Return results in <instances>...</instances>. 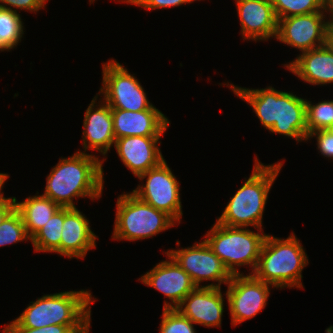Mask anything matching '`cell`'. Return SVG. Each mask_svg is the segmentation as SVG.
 <instances>
[{
  "mask_svg": "<svg viewBox=\"0 0 333 333\" xmlns=\"http://www.w3.org/2000/svg\"><path fill=\"white\" fill-rule=\"evenodd\" d=\"M229 88L254 110L265 129L285 135L295 141H307L306 99L291 92H283L269 86L249 89L227 84Z\"/></svg>",
  "mask_w": 333,
  "mask_h": 333,
  "instance_id": "1",
  "label": "cell"
},
{
  "mask_svg": "<svg viewBox=\"0 0 333 333\" xmlns=\"http://www.w3.org/2000/svg\"><path fill=\"white\" fill-rule=\"evenodd\" d=\"M103 160L96 155L77 151L59 159L47 176L42 194L60 207L76 208L74 198L99 199L103 190Z\"/></svg>",
  "mask_w": 333,
  "mask_h": 333,
  "instance_id": "2",
  "label": "cell"
},
{
  "mask_svg": "<svg viewBox=\"0 0 333 333\" xmlns=\"http://www.w3.org/2000/svg\"><path fill=\"white\" fill-rule=\"evenodd\" d=\"M88 290L65 291L43 295L5 328H42L50 325L90 326L91 304Z\"/></svg>",
  "mask_w": 333,
  "mask_h": 333,
  "instance_id": "3",
  "label": "cell"
},
{
  "mask_svg": "<svg viewBox=\"0 0 333 333\" xmlns=\"http://www.w3.org/2000/svg\"><path fill=\"white\" fill-rule=\"evenodd\" d=\"M250 177L236 191L217 223L229 227L262 228L263 213L270 189L282 168V162L264 165L256 158Z\"/></svg>",
  "mask_w": 333,
  "mask_h": 333,
  "instance_id": "4",
  "label": "cell"
},
{
  "mask_svg": "<svg viewBox=\"0 0 333 333\" xmlns=\"http://www.w3.org/2000/svg\"><path fill=\"white\" fill-rule=\"evenodd\" d=\"M308 263L307 254L294 233L287 239L267 234L252 275L275 288H302V270Z\"/></svg>",
  "mask_w": 333,
  "mask_h": 333,
  "instance_id": "5",
  "label": "cell"
},
{
  "mask_svg": "<svg viewBox=\"0 0 333 333\" xmlns=\"http://www.w3.org/2000/svg\"><path fill=\"white\" fill-rule=\"evenodd\" d=\"M257 231H251L248 227H229L215 222L205 235L204 241L232 275L243 274L237 268L244 265L251 266L252 274L267 235L262 229Z\"/></svg>",
  "mask_w": 333,
  "mask_h": 333,
  "instance_id": "6",
  "label": "cell"
},
{
  "mask_svg": "<svg viewBox=\"0 0 333 333\" xmlns=\"http://www.w3.org/2000/svg\"><path fill=\"white\" fill-rule=\"evenodd\" d=\"M112 239L142 240L152 238L177 223L166 212L139 199L132 192L119 195Z\"/></svg>",
  "mask_w": 333,
  "mask_h": 333,
  "instance_id": "7",
  "label": "cell"
},
{
  "mask_svg": "<svg viewBox=\"0 0 333 333\" xmlns=\"http://www.w3.org/2000/svg\"><path fill=\"white\" fill-rule=\"evenodd\" d=\"M102 64L103 81L98 93L104 96L102 99L110 108L143 111L153 105L147 99L140 81L127 68L113 59Z\"/></svg>",
  "mask_w": 333,
  "mask_h": 333,
  "instance_id": "8",
  "label": "cell"
},
{
  "mask_svg": "<svg viewBox=\"0 0 333 333\" xmlns=\"http://www.w3.org/2000/svg\"><path fill=\"white\" fill-rule=\"evenodd\" d=\"M146 177V183L138 185L132 193L155 209L166 212L180 224L183 216L180 182L177 181L166 160L141 174L138 179L142 181Z\"/></svg>",
  "mask_w": 333,
  "mask_h": 333,
  "instance_id": "9",
  "label": "cell"
},
{
  "mask_svg": "<svg viewBox=\"0 0 333 333\" xmlns=\"http://www.w3.org/2000/svg\"><path fill=\"white\" fill-rule=\"evenodd\" d=\"M165 254L189 274L196 287L221 288V284L227 285L233 276L204 240L191 247L169 249ZM203 281H216L217 284L202 286Z\"/></svg>",
  "mask_w": 333,
  "mask_h": 333,
  "instance_id": "10",
  "label": "cell"
},
{
  "mask_svg": "<svg viewBox=\"0 0 333 333\" xmlns=\"http://www.w3.org/2000/svg\"><path fill=\"white\" fill-rule=\"evenodd\" d=\"M225 292L231 324L236 326L261 312L267 304L270 287L274 286L256 279L252 274L233 275Z\"/></svg>",
  "mask_w": 333,
  "mask_h": 333,
  "instance_id": "11",
  "label": "cell"
},
{
  "mask_svg": "<svg viewBox=\"0 0 333 333\" xmlns=\"http://www.w3.org/2000/svg\"><path fill=\"white\" fill-rule=\"evenodd\" d=\"M325 12L295 15L278 19L276 38L280 42L299 49L301 52L325 45L329 24ZM326 19V21H325Z\"/></svg>",
  "mask_w": 333,
  "mask_h": 333,
  "instance_id": "12",
  "label": "cell"
},
{
  "mask_svg": "<svg viewBox=\"0 0 333 333\" xmlns=\"http://www.w3.org/2000/svg\"><path fill=\"white\" fill-rule=\"evenodd\" d=\"M168 261H161L146 272L139 281L160 291L171 302L164 301L163 308L175 309L196 286L189 274L182 269L170 256Z\"/></svg>",
  "mask_w": 333,
  "mask_h": 333,
  "instance_id": "13",
  "label": "cell"
},
{
  "mask_svg": "<svg viewBox=\"0 0 333 333\" xmlns=\"http://www.w3.org/2000/svg\"><path fill=\"white\" fill-rule=\"evenodd\" d=\"M111 114L115 140L128 136L161 137L170 124L154 105L143 111L111 108Z\"/></svg>",
  "mask_w": 333,
  "mask_h": 333,
  "instance_id": "14",
  "label": "cell"
},
{
  "mask_svg": "<svg viewBox=\"0 0 333 333\" xmlns=\"http://www.w3.org/2000/svg\"><path fill=\"white\" fill-rule=\"evenodd\" d=\"M243 40L276 38L278 19L271 0H235Z\"/></svg>",
  "mask_w": 333,
  "mask_h": 333,
  "instance_id": "15",
  "label": "cell"
},
{
  "mask_svg": "<svg viewBox=\"0 0 333 333\" xmlns=\"http://www.w3.org/2000/svg\"><path fill=\"white\" fill-rule=\"evenodd\" d=\"M221 288L196 287L176 309L194 324L205 327H221L224 312Z\"/></svg>",
  "mask_w": 333,
  "mask_h": 333,
  "instance_id": "16",
  "label": "cell"
},
{
  "mask_svg": "<svg viewBox=\"0 0 333 333\" xmlns=\"http://www.w3.org/2000/svg\"><path fill=\"white\" fill-rule=\"evenodd\" d=\"M97 97L98 93L92 99L84 114L83 148L84 153L87 149H91L106 157L115 142L113 120L110 106L101 98V103L98 101L100 105H97Z\"/></svg>",
  "mask_w": 333,
  "mask_h": 333,
  "instance_id": "17",
  "label": "cell"
},
{
  "mask_svg": "<svg viewBox=\"0 0 333 333\" xmlns=\"http://www.w3.org/2000/svg\"><path fill=\"white\" fill-rule=\"evenodd\" d=\"M160 138L128 136L116 139L114 147L123 164L138 178L165 160L158 147Z\"/></svg>",
  "mask_w": 333,
  "mask_h": 333,
  "instance_id": "18",
  "label": "cell"
},
{
  "mask_svg": "<svg viewBox=\"0 0 333 333\" xmlns=\"http://www.w3.org/2000/svg\"><path fill=\"white\" fill-rule=\"evenodd\" d=\"M89 222L77 208L64 207L60 256L84 259L87 252L96 247L97 236Z\"/></svg>",
  "mask_w": 333,
  "mask_h": 333,
  "instance_id": "19",
  "label": "cell"
},
{
  "mask_svg": "<svg viewBox=\"0 0 333 333\" xmlns=\"http://www.w3.org/2000/svg\"><path fill=\"white\" fill-rule=\"evenodd\" d=\"M284 67L311 85L333 83V52L325 45L302 52Z\"/></svg>",
  "mask_w": 333,
  "mask_h": 333,
  "instance_id": "20",
  "label": "cell"
},
{
  "mask_svg": "<svg viewBox=\"0 0 333 333\" xmlns=\"http://www.w3.org/2000/svg\"><path fill=\"white\" fill-rule=\"evenodd\" d=\"M60 206L43 195L29 196L22 202H17L15 209L20 213L25 230L31 239L47 222Z\"/></svg>",
  "mask_w": 333,
  "mask_h": 333,
  "instance_id": "21",
  "label": "cell"
},
{
  "mask_svg": "<svg viewBox=\"0 0 333 333\" xmlns=\"http://www.w3.org/2000/svg\"><path fill=\"white\" fill-rule=\"evenodd\" d=\"M64 222V207H60L48 222L31 238L35 252H54L60 255V241Z\"/></svg>",
  "mask_w": 333,
  "mask_h": 333,
  "instance_id": "22",
  "label": "cell"
},
{
  "mask_svg": "<svg viewBox=\"0 0 333 333\" xmlns=\"http://www.w3.org/2000/svg\"><path fill=\"white\" fill-rule=\"evenodd\" d=\"M23 24L19 12L0 7V51H9L21 42Z\"/></svg>",
  "mask_w": 333,
  "mask_h": 333,
  "instance_id": "23",
  "label": "cell"
},
{
  "mask_svg": "<svg viewBox=\"0 0 333 333\" xmlns=\"http://www.w3.org/2000/svg\"><path fill=\"white\" fill-rule=\"evenodd\" d=\"M277 19L327 12L326 0H271Z\"/></svg>",
  "mask_w": 333,
  "mask_h": 333,
  "instance_id": "24",
  "label": "cell"
},
{
  "mask_svg": "<svg viewBox=\"0 0 333 333\" xmlns=\"http://www.w3.org/2000/svg\"><path fill=\"white\" fill-rule=\"evenodd\" d=\"M307 136L323 129H333V100H324L312 104L306 100Z\"/></svg>",
  "mask_w": 333,
  "mask_h": 333,
  "instance_id": "25",
  "label": "cell"
},
{
  "mask_svg": "<svg viewBox=\"0 0 333 333\" xmlns=\"http://www.w3.org/2000/svg\"><path fill=\"white\" fill-rule=\"evenodd\" d=\"M31 240L26 233L20 213L14 208L0 225V247Z\"/></svg>",
  "mask_w": 333,
  "mask_h": 333,
  "instance_id": "26",
  "label": "cell"
},
{
  "mask_svg": "<svg viewBox=\"0 0 333 333\" xmlns=\"http://www.w3.org/2000/svg\"><path fill=\"white\" fill-rule=\"evenodd\" d=\"M159 333H196L194 323L176 308H163Z\"/></svg>",
  "mask_w": 333,
  "mask_h": 333,
  "instance_id": "27",
  "label": "cell"
},
{
  "mask_svg": "<svg viewBox=\"0 0 333 333\" xmlns=\"http://www.w3.org/2000/svg\"><path fill=\"white\" fill-rule=\"evenodd\" d=\"M89 327L50 325L42 328H3L2 333H89Z\"/></svg>",
  "mask_w": 333,
  "mask_h": 333,
  "instance_id": "28",
  "label": "cell"
},
{
  "mask_svg": "<svg viewBox=\"0 0 333 333\" xmlns=\"http://www.w3.org/2000/svg\"><path fill=\"white\" fill-rule=\"evenodd\" d=\"M316 137L317 148L321 154L333 160V129L313 131L308 134L307 140Z\"/></svg>",
  "mask_w": 333,
  "mask_h": 333,
  "instance_id": "29",
  "label": "cell"
},
{
  "mask_svg": "<svg viewBox=\"0 0 333 333\" xmlns=\"http://www.w3.org/2000/svg\"><path fill=\"white\" fill-rule=\"evenodd\" d=\"M48 0H0V7L18 12L17 9L37 12L45 8ZM16 8V9H15Z\"/></svg>",
  "mask_w": 333,
  "mask_h": 333,
  "instance_id": "30",
  "label": "cell"
},
{
  "mask_svg": "<svg viewBox=\"0 0 333 333\" xmlns=\"http://www.w3.org/2000/svg\"><path fill=\"white\" fill-rule=\"evenodd\" d=\"M196 0H143L138 7L146 10L179 7L180 5L189 4Z\"/></svg>",
  "mask_w": 333,
  "mask_h": 333,
  "instance_id": "31",
  "label": "cell"
},
{
  "mask_svg": "<svg viewBox=\"0 0 333 333\" xmlns=\"http://www.w3.org/2000/svg\"><path fill=\"white\" fill-rule=\"evenodd\" d=\"M15 208V197L0 200V225L4 218Z\"/></svg>",
  "mask_w": 333,
  "mask_h": 333,
  "instance_id": "32",
  "label": "cell"
},
{
  "mask_svg": "<svg viewBox=\"0 0 333 333\" xmlns=\"http://www.w3.org/2000/svg\"><path fill=\"white\" fill-rule=\"evenodd\" d=\"M325 46L333 52V23L329 22L326 30Z\"/></svg>",
  "mask_w": 333,
  "mask_h": 333,
  "instance_id": "33",
  "label": "cell"
},
{
  "mask_svg": "<svg viewBox=\"0 0 333 333\" xmlns=\"http://www.w3.org/2000/svg\"><path fill=\"white\" fill-rule=\"evenodd\" d=\"M9 178V175L6 173H0V200H4V199H9V198H5L3 195L2 188L3 185L5 183V181Z\"/></svg>",
  "mask_w": 333,
  "mask_h": 333,
  "instance_id": "34",
  "label": "cell"
},
{
  "mask_svg": "<svg viewBox=\"0 0 333 333\" xmlns=\"http://www.w3.org/2000/svg\"><path fill=\"white\" fill-rule=\"evenodd\" d=\"M327 14L329 13V22L333 23V0H326Z\"/></svg>",
  "mask_w": 333,
  "mask_h": 333,
  "instance_id": "35",
  "label": "cell"
},
{
  "mask_svg": "<svg viewBox=\"0 0 333 333\" xmlns=\"http://www.w3.org/2000/svg\"><path fill=\"white\" fill-rule=\"evenodd\" d=\"M118 1V0H117ZM143 0H119L118 2H123V3H131V5H136L138 6Z\"/></svg>",
  "mask_w": 333,
  "mask_h": 333,
  "instance_id": "36",
  "label": "cell"
}]
</instances>
